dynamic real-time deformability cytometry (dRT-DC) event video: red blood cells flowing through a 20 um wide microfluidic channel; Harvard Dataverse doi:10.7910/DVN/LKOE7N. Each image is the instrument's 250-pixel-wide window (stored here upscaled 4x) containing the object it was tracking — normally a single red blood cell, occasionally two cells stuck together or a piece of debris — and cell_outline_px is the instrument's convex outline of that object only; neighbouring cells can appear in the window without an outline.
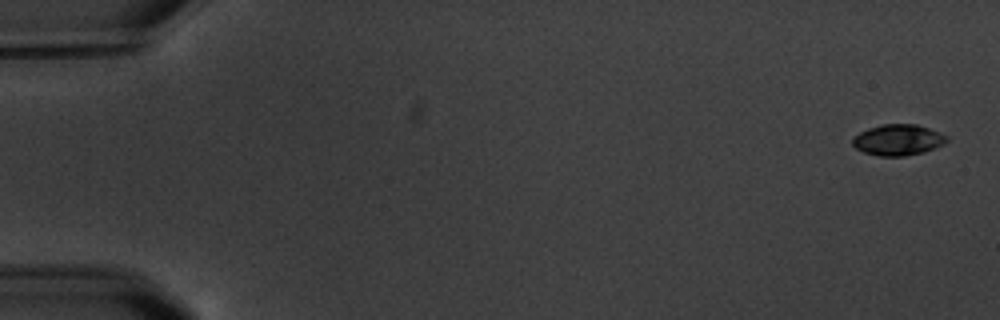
{"species": "common noctule bat (a hibernating species)", "species_latin": "Nyctalus noctula", "temperature_condition": "warm", "stored_images_in_passage": 8, "camera_frame_rate_fps": 3000, "um_per_image_px": 0.085, "animal": {"sex": "male", "body_mass_g": 20.1, "forearm_length_mm": 53.5}, "frame": {"image": 1, "passage_image": 1, "time_ms": 0.0, "image_size_px": [1000, 320], "cell_outline_px": [[948, 140], [944, 144], [936, 148], [924, 152], [904, 156], [880, 156], [864, 152], [856, 148], [852, 144], [852, 136], [868, 128], [884, 124], [916, 124], [928, 128], [948, 136]], "centroid_in_image_um": [76.33, 11.89], "position_along_channel_um": 8.7, "area_um2": 17.05}}
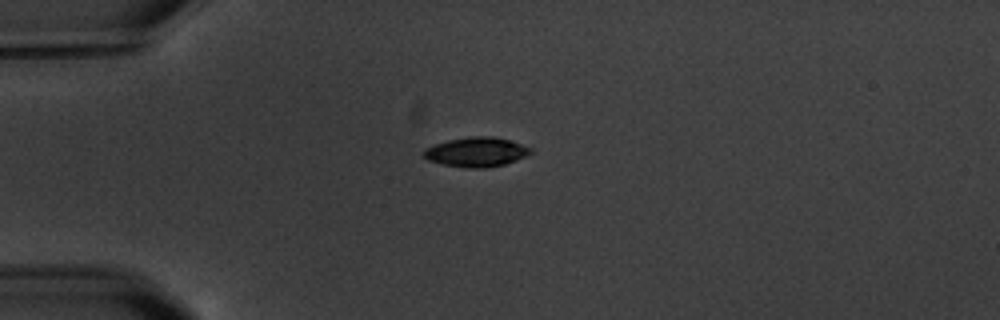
{"frame": {"image": 2, "passage_image": 5, "time_ms": 4.667, "image_size_px": [1000, 320], "cell_outline_px": [[532, 152], [516, 160], [504, 164], [484, 168], [472, 168], [444, 164], [428, 160], [424, 156], [424, 148], [448, 140], [468, 136], [492, 136], [508, 140], [532, 148]], "centroid_in_image_um": [40.48, 12.91], "position_along_channel_um": 44.5, "area_um2": 18.09}}
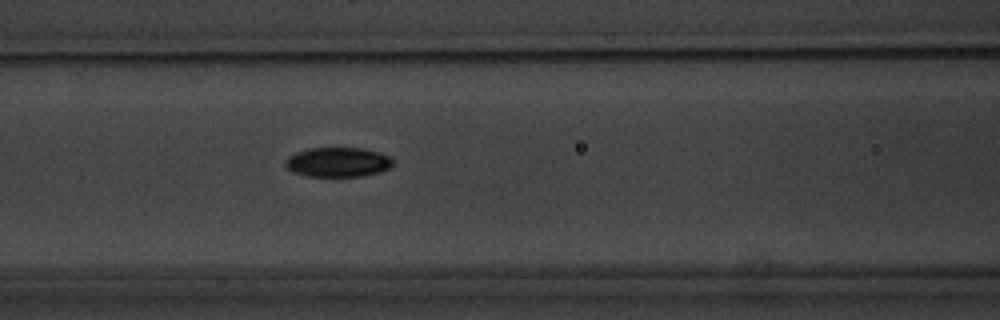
{"frame": {"image": 3, "passage_image": 8, "time_ms": 8.0, "image_size_px": [1000, 320], "cell_outline_px": [[392, 168], [380, 172], [364, 176], [308, 176], [292, 172], [284, 164], [284, 160], [288, 156], [296, 152], [308, 148], [364, 148], [380, 152], [388, 156], [392, 160]], "centroid_in_image_um": [28.72, 13.78], "position_along_channel_um": 137.9, "area_um2": 18.73}}